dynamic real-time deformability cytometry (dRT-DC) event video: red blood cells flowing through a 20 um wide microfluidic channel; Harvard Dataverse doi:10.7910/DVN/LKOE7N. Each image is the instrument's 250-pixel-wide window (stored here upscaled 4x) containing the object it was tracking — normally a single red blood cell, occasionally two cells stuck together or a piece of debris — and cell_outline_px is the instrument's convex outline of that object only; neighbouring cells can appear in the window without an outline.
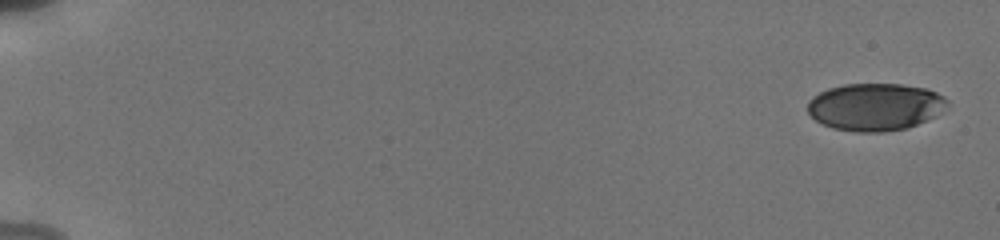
{"species": "human", "species_latin": "Homo sapiens", "temperature_condition": "cold", "stored_images_in_passage": 12, "camera_frame_rate_fps": 3000, "um_per_image_px": 0.085, "donor": {"sex": "male"}, "frame": {"image": 1, "passage_image": 1, "time_ms": 0.0, "image_size_px": [1000, 240], "cell_outline_px": [[948, 104], [936, 116], [908, 128], [884, 132], [856, 132], [832, 128], [816, 120], [808, 112], [808, 100], [812, 96], [828, 88], [844, 84], [900, 84], [928, 88], [944, 96], [948, 100]], "centroid_in_image_um": [74.4, 9.08], "position_along_channel_um": 10.6, "area_um2": 38.78}}
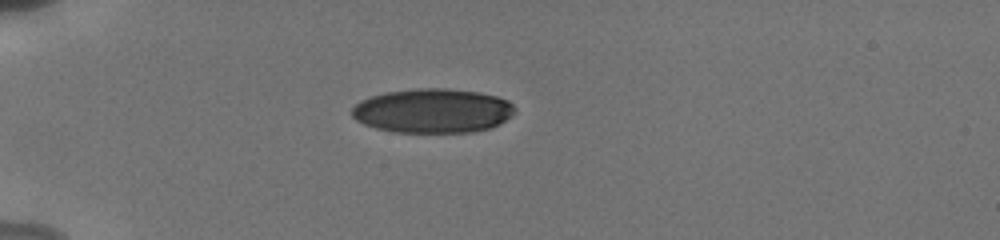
{"frame": {"image": 2, "passage_image": 9, "time_ms": 5.0, "image_size_px": [1000, 240], "cell_outline_px": [[516, 112], [512, 116], [500, 124], [492, 128], [472, 132], [392, 132], [376, 128], [364, 124], [356, 120], [352, 116], [352, 108], [360, 100], [384, 92], [416, 88], [444, 88], [480, 92], [496, 96], [508, 100], [516, 108]], "centroid_in_image_um": [36.81, 9.41], "position_along_channel_um": 48.2, "area_um2": 42.43}}
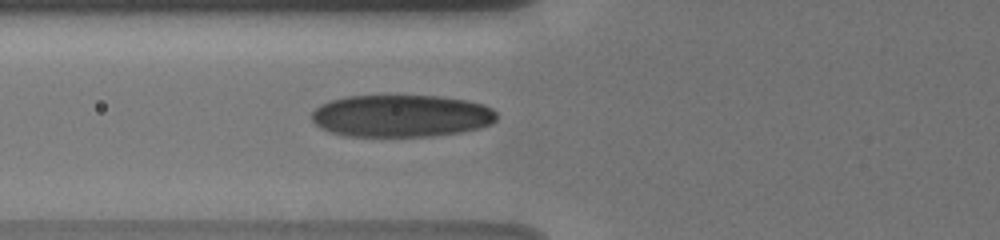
{"frame": {"image": 3, "passage_image": 12, "time_ms": 7.0, "image_size_px": [1000, 240], "cell_outline_px": [[496, 120], [492, 124], [480, 128], [460, 132], [432, 136], [344, 136], [320, 128], [312, 120], [312, 112], [320, 104], [328, 100], [348, 96], [440, 96], [468, 100], [484, 104], [492, 108], [496, 112]], "centroid_in_image_um": [34.12, 9.85], "position_along_channel_um": 91.7, "area_um2": 45.84}}